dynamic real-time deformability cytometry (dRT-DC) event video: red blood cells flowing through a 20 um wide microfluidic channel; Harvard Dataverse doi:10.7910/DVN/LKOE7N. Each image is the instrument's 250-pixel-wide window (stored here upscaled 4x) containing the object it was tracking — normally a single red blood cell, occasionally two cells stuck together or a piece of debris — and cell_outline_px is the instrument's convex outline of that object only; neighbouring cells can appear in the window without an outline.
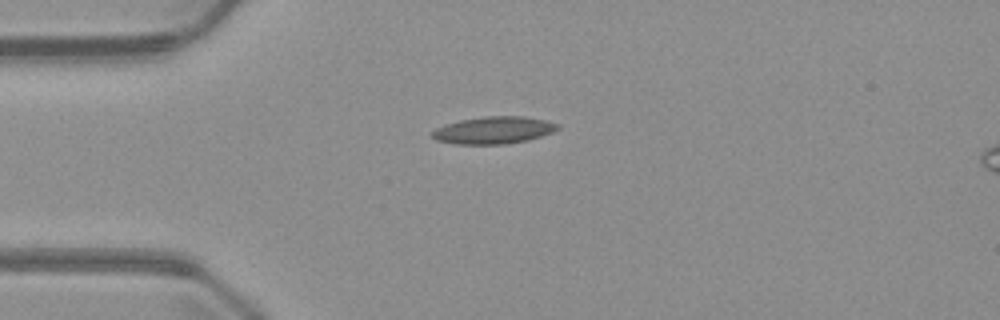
{"species": "common noctule bat (a hibernating species)", "species_latin": "Nyctalus noctula", "temperature_condition": "warm", "stored_images_in_passage": 2, "camera_frame_rate_fps": 3000, "um_per_image_px": 0.085, "animal": {"sex": "male", "body_mass_g": 23.1, "forearm_length_mm": 52.7}, "frame": {"image": 1, "passage_image": 1, "time_ms": 0.0, "image_size_px": [1000, 320], "cell_outline_px": [[560, 128], [552, 132], [528, 140], [504, 144], [456, 144], [436, 140], [432, 136], [432, 132], [436, 128], [444, 124], [460, 120], [484, 116], [524, 116], [544, 120], [560, 124]], "centroid_in_image_um": [41.96, 11.06], "position_along_channel_um": 43.0, "area_um2": 19.88}}
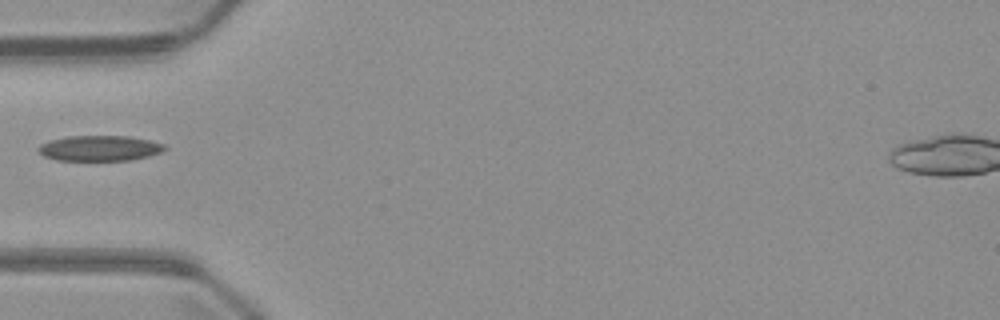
{"frame": {"image": 2, "passage_image": 2, "time_ms": 1.333, "image_size_px": [1000, 320], "cell_outline_px": [[168, 148], [160, 152], [148, 156], [132, 160], [56, 160], [44, 156], [36, 148], [40, 144], [52, 140], [68, 136], [128, 136], [148, 140], [164, 144]], "centroid_in_image_um": [8.47, 12.6], "position_along_channel_um": 76.5, "area_um2": 18.61}}